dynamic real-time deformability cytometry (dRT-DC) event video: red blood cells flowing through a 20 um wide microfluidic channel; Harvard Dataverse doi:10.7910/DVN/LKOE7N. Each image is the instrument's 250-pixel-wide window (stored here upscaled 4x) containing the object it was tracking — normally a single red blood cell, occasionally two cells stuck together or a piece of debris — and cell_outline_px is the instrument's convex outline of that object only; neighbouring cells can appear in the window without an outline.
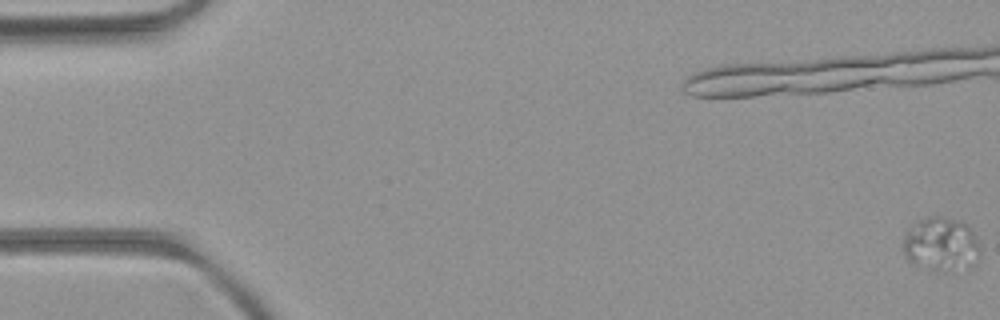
{"species": "common noctule bat (a hibernating species)", "species_latin": "Nyctalus noctula", "temperature_condition": "room temperature", "stored_images_in_passage": 8, "camera_frame_rate_fps": 3000, "um_per_image_px": 0.085, "animal": {"sex": "female", "body_mass_g": 21.9}, "frame": {"image": 1, "passage_image": 1, "time_ms": 0.0, "image_size_px": [1000, 320], "cell_outline_px": [[980, 256], [976, 264], [968, 268], [952, 272], [936, 272], [916, 264], [908, 260], [904, 256], [904, 236], [912, 224], [928, 216], [940, 216], [960, 220], [968, 224], [980, 236]], "centroid_in_image_um": [80.08, 20.78], "position_along_channel_um": 4.9, "area_um2": 25.14}}